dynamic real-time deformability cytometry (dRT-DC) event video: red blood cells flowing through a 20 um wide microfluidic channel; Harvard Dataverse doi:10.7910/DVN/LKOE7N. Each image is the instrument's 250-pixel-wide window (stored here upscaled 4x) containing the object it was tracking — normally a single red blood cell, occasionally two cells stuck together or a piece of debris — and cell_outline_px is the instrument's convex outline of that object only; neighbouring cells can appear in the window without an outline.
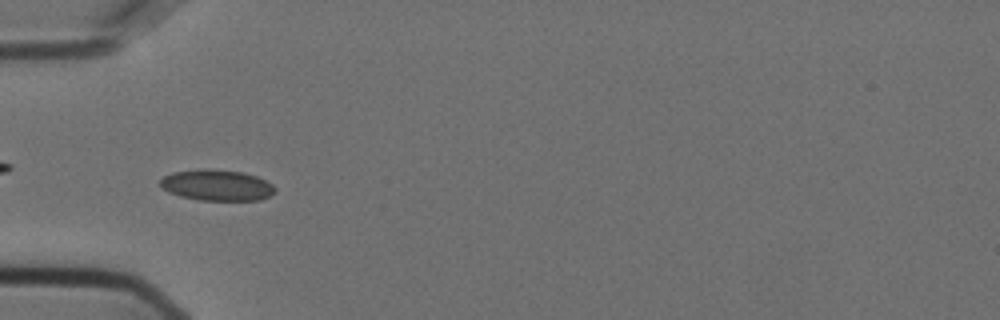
{"species": "Egyptian fruit bat (a non-hibernating species)", "species_latin": "Rousettus aegyptiacus", "temperature_condition": "cold", "stored_images_in_passage": 54, "camera_frame_rate_fps": 3000, "um_per_image_px": 0.085, "animal": {"sex": "female"}, "frame": {"image": 1, "passage_image": 16, "time_ms": 5.0, "image_size_px": [1000, 320], "cell_outline_px": [[276, 192], [260, 200], [200, 200], [180, 196], [168, 192], [156, 184], [164, 176], [172, 172], [204, 168], [212, 168], [244, 172], [256, 176], [272, 184], [276, 188]], "centroid_in_image_um": [18.4, 15.73], "position_along_channel_um": 66.6, "area_um2": 21.04}}
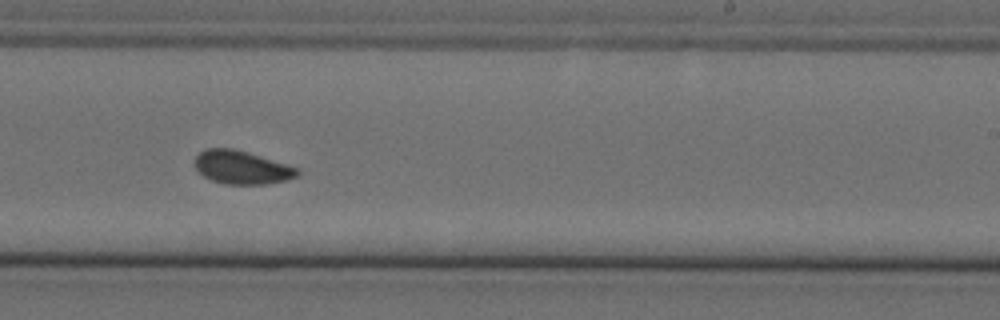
{"frame": {"image": 2, "passage_image": 33, "time_ms": 10.667, "image_size_px": [1000, 320], "cell_outline_px": [[300, 176], [288, 180], [268, 184], [224, 184], [212, 180], [204, 176], [196, 168], [196, 156], [200, 152], [208, 148], [232, 148], [260, 156], [300, 168]], "centroid_in_image_um": [20.61, 14.24], "position_along_channel_um": 268.4, "area_um2": 19.88}}
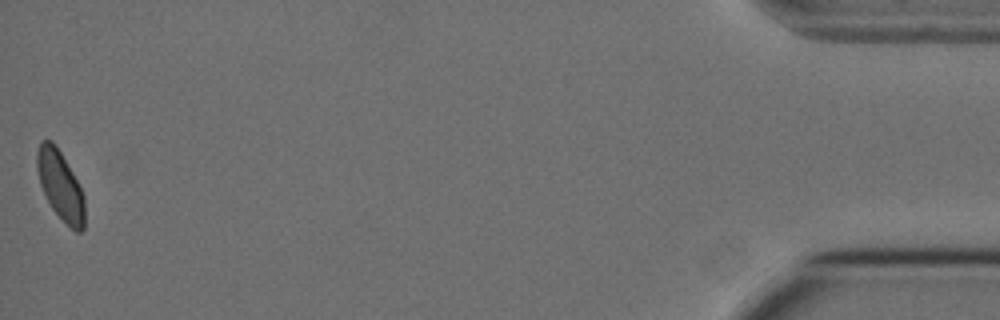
{"frame": {"image": 3, "passage_image": 54, "time_ms": 17.667, "image_size_px": [1000, 320], "cell_outline_px": [[84, 228], [80, 232], [76, 232], [52, 208], [40, 184], [36, 168], [36, 152], [40, 140], [52, 140], [60, 152], [72, 172], [84, 196]], "centroid_in_image_um": [5.11, 15.72], "position_along_channel_um": 430.1, "area_um2": 18.79}}